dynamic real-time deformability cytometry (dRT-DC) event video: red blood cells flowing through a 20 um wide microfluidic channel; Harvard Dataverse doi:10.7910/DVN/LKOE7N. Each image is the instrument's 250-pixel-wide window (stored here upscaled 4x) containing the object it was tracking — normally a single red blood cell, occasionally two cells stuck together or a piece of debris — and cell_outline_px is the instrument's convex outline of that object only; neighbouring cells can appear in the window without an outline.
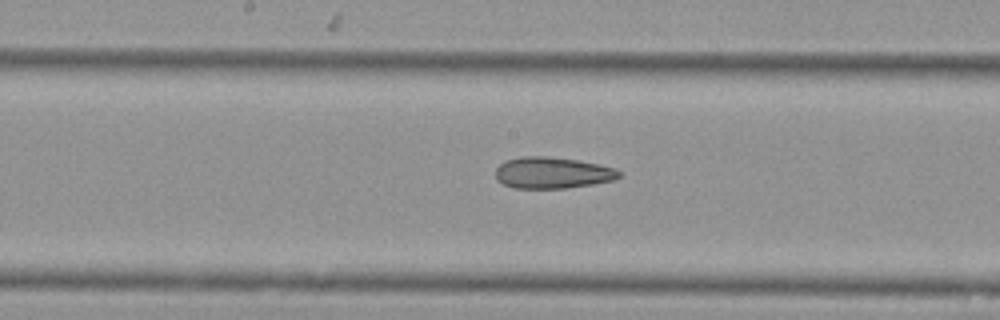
{"species": "Egyptian fruit bat (a non-hibernating species)", "species_latin": "Rousettus aegyptiacus", "temperature_condition": "cold", "stored_images_in_passage": 16, "camera_frame_rate_fps": 3000, "um_per_image_px": 0.085, "animal": {"sex": "female"}, "frame": {"image": 1, "passage_image": 14, "time_ms": 4.333, "image_size_px": [1000, 320], "cell_outline_px": [[620, 176], [616, 180], [592, 184], [564, 188], [512, 188], [496, 180], [496, 168], [504, 160], [524, 156], [548, 156], [580, 160], [616, 168], [620, 172]], "centroid_in_image_um": [46.95, 14.68], "position_along_channel_um": 201.3, "area_um2": 22.77}}